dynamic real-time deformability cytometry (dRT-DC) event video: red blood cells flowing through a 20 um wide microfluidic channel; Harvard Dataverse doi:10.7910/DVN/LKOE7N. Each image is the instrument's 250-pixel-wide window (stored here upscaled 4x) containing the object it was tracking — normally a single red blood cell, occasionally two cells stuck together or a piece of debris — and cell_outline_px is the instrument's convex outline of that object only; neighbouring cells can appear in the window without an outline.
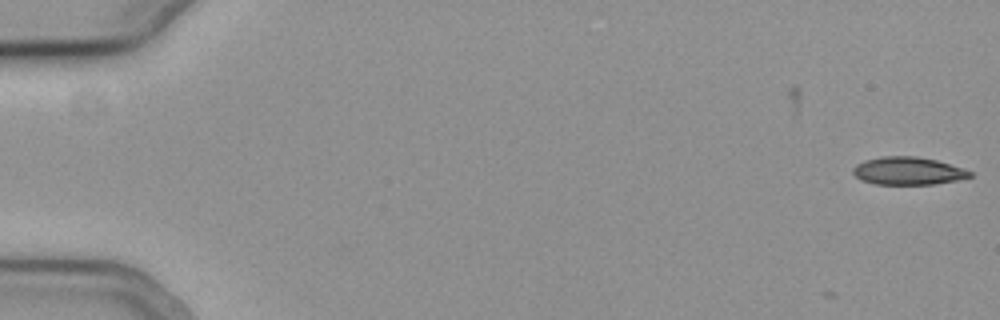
{"species": "common noctule bat (a hibernating species)", "species_latin": "Nyctalus noctula", "temperature_condition": "cold", "stored_images_in_passage": 4, "camera_frame_rate_fps": 3000, "um_per_image_px": 0.085, "animal": {"sex": "female", "body_mass_g": 19.3, "forearm_length_mm": 54.1}, "frame": {"image": 1, "passage_image": 4, "time_ms": 1.0, "image_size_px": [1000, 320], "cell_outline_px": [[972, 176], [960, 180], [932, 184], [876, 184], [860, 180], [852, 172], [852, 168], [856, 164], [864, 160], [880, 156], [916, 156], [936, 160], [964, 168], [972, 172]], "centroid_in_image_um": [77.17, 14.52], "position_along_channel_um": 7.8, "area_um2": 19.07}}